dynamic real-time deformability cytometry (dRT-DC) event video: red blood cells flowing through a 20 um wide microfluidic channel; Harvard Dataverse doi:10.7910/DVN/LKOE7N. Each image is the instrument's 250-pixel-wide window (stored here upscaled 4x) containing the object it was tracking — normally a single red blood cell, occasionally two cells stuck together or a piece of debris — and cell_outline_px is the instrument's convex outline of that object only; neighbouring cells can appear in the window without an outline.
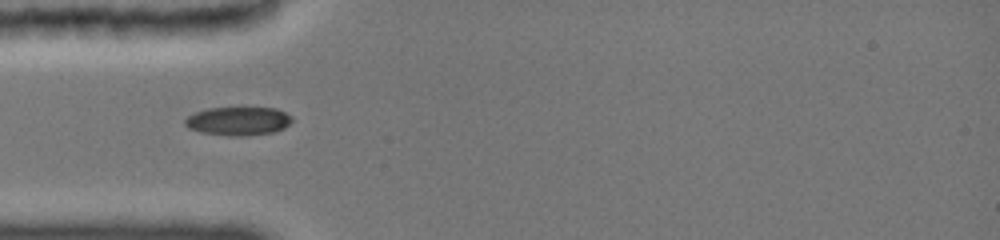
{"species": "common noctule bat (a hibernating species)", "species_latin": "Nyctalus noctula", "temperature_condition": "cold", "stored_images_in_passage": 14, "camera_frame_rate_fps": 3000, "um_per_image_px": 0.085, "animal": {"sex": "female", "body_mass_g": 19.0, "forearm_length_mm": 51.5}, "frame": {"image": 1, "passage_image": 1, "time_ms": 0.0, "image_size_px": [1000, 240], "cell_outline_px": [[292, 120], [284, 128], [272, 132], [204, 132], [188, 128], [184, 124], [184, 120], [188, 116], [196, 112], [208, 108], [276, 108], [284, 112]], "centroid_in_image_um": [20.22, 10.21], "position_along_channel_um": 64.8, "area_um2": 16.3}}
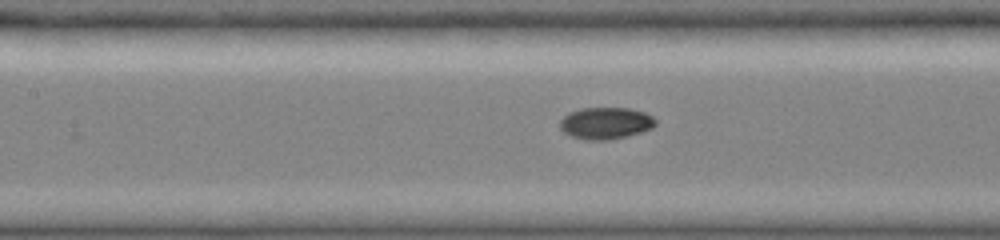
{"frame": {"image": 2, "passage_image": 7, "time_ms": 2.333, "image_size_px": [1000, 240], "cell_outline_px": [[656, 124], [652, 128], [640, 132], [624, 136], [604, 140], [592, 140], [572, 136], [564, 132], [560, 128], [560, 120], [564, 116], [572, 112], [584, 108], [628, 108], [644, 112], [652, 116], [656, 120]], "centroid_in_image_um": [51.5, 10.46], "position_along_channel_um": 155.9, "area_um2": 17.34}}
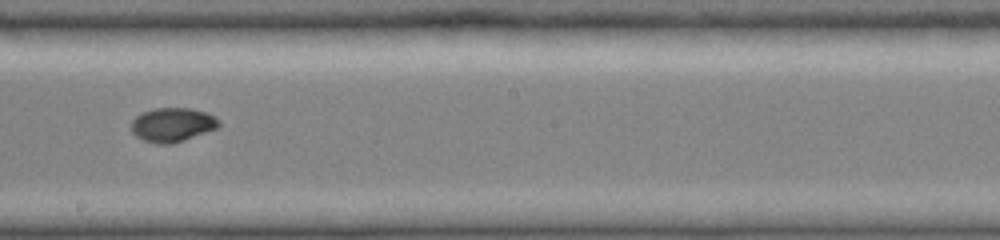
{"frame": {"image": 3, "passage_image": 12, "time_ms": 4.333, "image_size_px": [1000, 240], "cell_outline_px": [[220, 124], [216, 128], [184, 140], [172, 144], [156, 144], [144, 140], [136, 136], [132, 132], [132, 120], [136, 116], [152, 108], [192, 108], [204, 112], [212, 116]], "centroid_in_image_um": [14.61, 10.61], "position_along_channel_um": 233.6, "area_um2": 17.11}}